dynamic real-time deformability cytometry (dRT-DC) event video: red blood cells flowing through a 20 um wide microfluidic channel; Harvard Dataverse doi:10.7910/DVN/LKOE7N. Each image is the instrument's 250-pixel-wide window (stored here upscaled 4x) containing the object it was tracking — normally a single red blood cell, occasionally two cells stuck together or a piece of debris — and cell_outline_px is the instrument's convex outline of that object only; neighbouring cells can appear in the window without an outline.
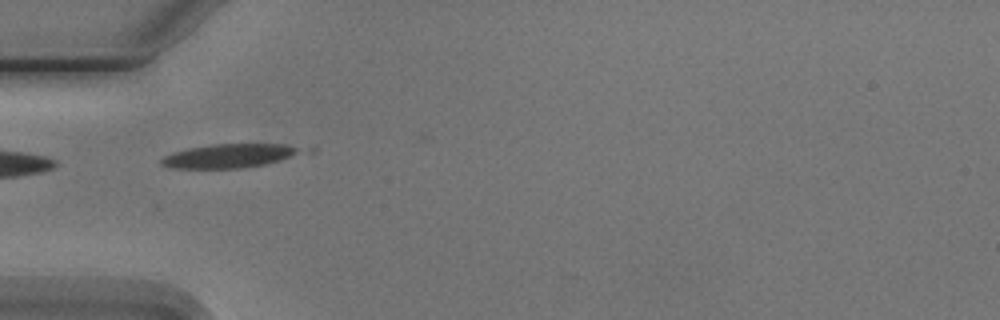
{"species": "Egyptian fruit bat (a non-hibernating species)", "species_latin": "Rousettus aegyptiacus", "temperature_condition": "cold", "stored_images_in_passage": 6, "segment_of_instrument_passage": [2, 2], "camera_frame_rate_fps": 3000, "um_per_image_px": 0.085, "animal": {"sex": "male"}, "frame": {"image": 1, "passage_image": 4, "time_ms": 3.667, "image_size_px": [1000, 320], "cell_outline_px": [[296, 152], [280, 160], [264, 164], [240, 168], [172, 168], [160, 164], [160, 160], [164, 156], [172, 152], [188, 148], [212, 144], [284, 144], [296, 148]], "centroid_in_image_um": [19.3, 13.25], "position_along_channel_um": 65.7, "area_um2": 18.79}}
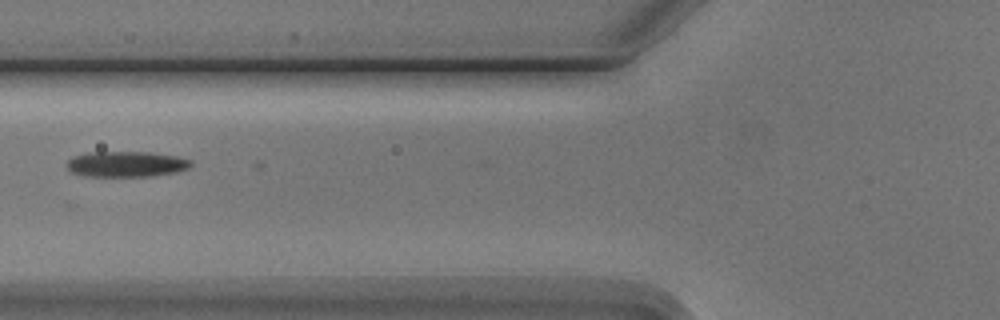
{"frame": {"image": 2, "passage_image": 5, "time_ms": 5.0, "image_size_px": [1000, 320], "cell_outline_px": [[192, 164], [188, 168], [176, 172], [152, 176], [88, 176], [72, 172], [64, 164], [72, 156], [88, 152], [148, 152], [176, 156], [192, 160]], "centroid_in_image_um": [10.72, 13.94], "position_along_channel_um": 115.1, "area_um2": 18.55}}
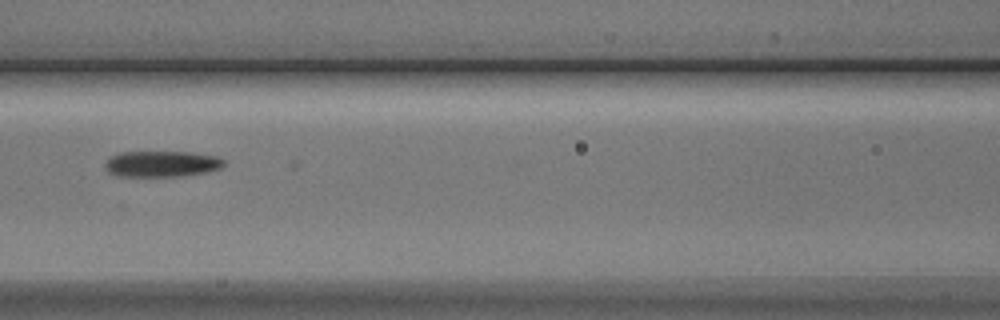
{"frame": {"image": 3, "passage_image": 6, "time_ms": 6.0, "image_size_px": [1000, 320], "cell_outline_px": [[224, 164], [220, 168], [204, 172], [180, 176], [116, 176], [108, 172], [104, 168], [104, 164], [108, 156], [120, 152], [192, 152], [216, 156], [224, 160]], "centroid_in_image_um": [13.67, 13.92], "position_along_channel_um": 152.9, "area_um2": 18.09}}